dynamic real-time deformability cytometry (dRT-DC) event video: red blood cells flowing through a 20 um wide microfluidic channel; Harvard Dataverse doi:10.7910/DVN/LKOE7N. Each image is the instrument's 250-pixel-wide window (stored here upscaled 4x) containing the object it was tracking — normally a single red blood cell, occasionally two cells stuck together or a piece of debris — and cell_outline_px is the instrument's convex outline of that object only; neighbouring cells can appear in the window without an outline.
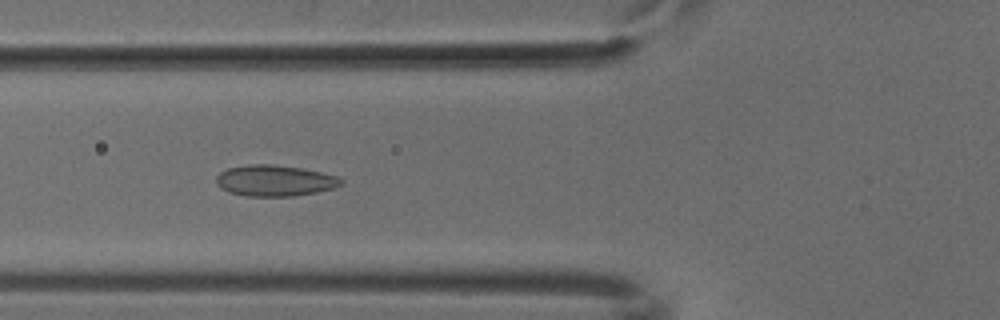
{"species": "common noctule bat (a hibernating species)", "species_latin": "Nyctalus noctula", "temperature_condition": "cold", "stored_images_in_passage": 52, "camera_frame_rate_fps": 3000, "um_per_image_px": 0.085, "animal": {"sex": "male", "body_mass_g": 18.8}, "frame": {"image": 1, "passage_image": 19, "time_ms": 6.0, "image_size_px": [1000, 320], "cell_outline_px": [[344, 184], [332, 188], [316, 192], [292, 196], [244, 196], [228, 192], [220, 188], [216, 184], [216, 176], [220, 172], [228, 168], [248, 164], [272, 164], [300, 168], [320, 172], [336, 176], [344, 180]], "centroid_in_image_um": [23.32, 15.35], "position_along_channel_um": 102.5, "area_um2": 22.66}}
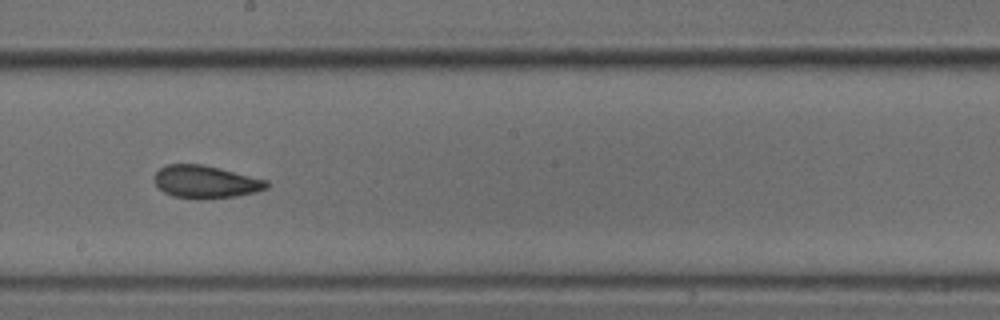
{"frame": {"image": 2, "passage_image": 29, "time_ms": 9.333, "image_size_px": [1000, 320], "cell_outline_px": [[268, 188], [256, 192], [236, 196], [200, 200], [196, 200], [172, 196], [164, 192], [156, 184], [156, 172], [160, 168], [168, 164], [200, 164], [220, 168], [268, 180]], "centroid_in_image_um": [17.5, 15.47], "position_along_channel_um": 230.7, "area_um2": 21.44}}
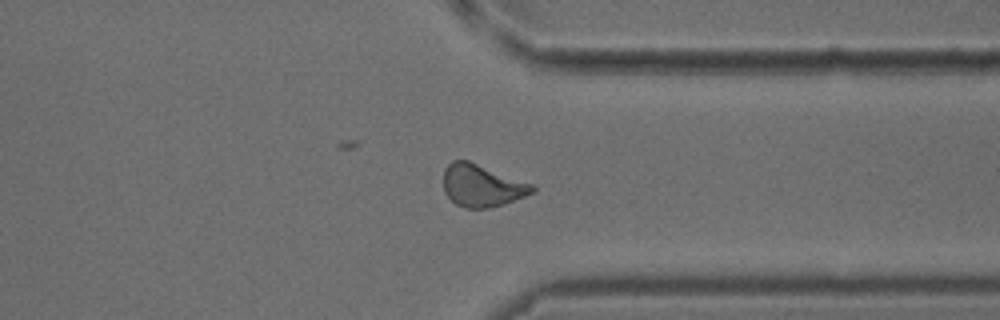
{"frame": {"image": 3, "passage_image": 40, "time_ms": 13.0, "image_size_px": [1000, 320], "cell_outline_px": [[536, 188], [532, 192], [524, 196], [504, 204], [488, 208], [464, 208], [456, 204], [444, 192], [444, 168], [452, 160], [468, 160], [532, 184]], "centroid_in_image_um": [40.93, 15.77], "position_along_channel_um": 370.5, "area_um2": 21.68}}